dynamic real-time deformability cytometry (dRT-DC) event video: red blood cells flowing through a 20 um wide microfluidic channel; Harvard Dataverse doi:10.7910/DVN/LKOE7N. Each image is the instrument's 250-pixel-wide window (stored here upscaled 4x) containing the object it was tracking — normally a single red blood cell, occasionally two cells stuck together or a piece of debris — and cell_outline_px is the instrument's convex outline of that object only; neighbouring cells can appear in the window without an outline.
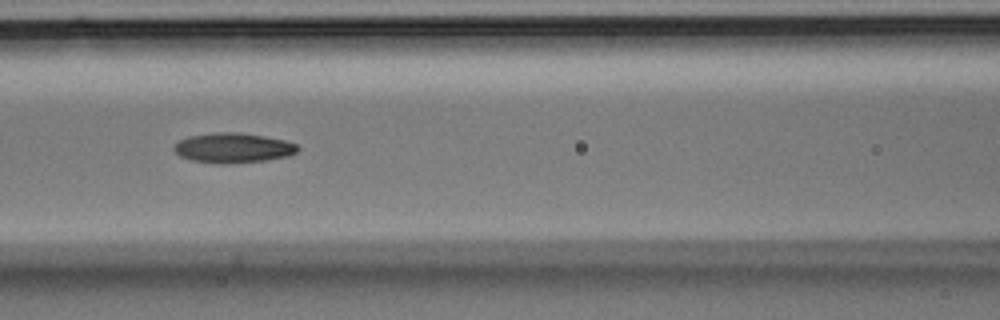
{"species": "Egyptian fruit bat (a non-hibernating species)", "species_latin": "Rousettus aegyptiacus", "temperature_condition": "room temperature", "stored_images_in_passage": 4, "camera_frame_rate_fps": 3000, "um_per_image_px": 0.085, "animal": {"sex": "male"}, "frame": {"image": 1, "passage_image": 4, "time_ms": 1.0, "image_size_px": [1000, 320], "cell_outline_px": [[300, 148], [296, 152], [288, 156], [264, 160], [220, 164], [192, 160], [180, 156], [172, 148], [180, 140], [188, 136], [216, 132], [236, 132], [264, 136], [284, 140], [296, 144]], "centroid_in_image_um": [19.8, 12.56], "position_along_channel_um": 146.8, "area_um2": 21.33}}